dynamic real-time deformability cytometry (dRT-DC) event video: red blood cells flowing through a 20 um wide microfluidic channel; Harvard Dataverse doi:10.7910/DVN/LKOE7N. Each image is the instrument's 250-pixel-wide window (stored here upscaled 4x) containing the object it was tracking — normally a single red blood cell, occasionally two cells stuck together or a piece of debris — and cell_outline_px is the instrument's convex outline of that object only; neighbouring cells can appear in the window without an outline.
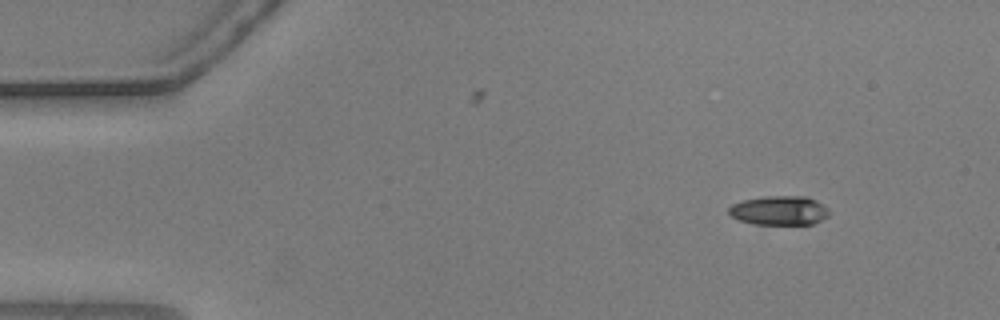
{"species": "common noctule bat (a hibernating species)", "species_latin": "Nyctalus noctula", "temperature_condition": "warm", "stored_images_in_passage": 12, "camera_frame_rate_fps": 3000, "um_per_image_px": 0.085, "animal": {"sex": "male", "body_mass_g": 20.5, "forearm_length_mm": 52.5}, "frame": {"image": 1, "passage_image": 6, "time_ms": 1.667, "image_size_px": [1000, 320], "cell_outline_px": [[828, 216], [812, 224], [752, 224], [740, 220], [732, 216], [728, 212], [728, 208], [732, 204], [744, 200], [764, 196], [808, 196], [816, 200], [828, 208]], "centroid_in_image_um": [66.24, 17.88], "position_along_channel_um": 18.8, "area_um2": 17.05}}